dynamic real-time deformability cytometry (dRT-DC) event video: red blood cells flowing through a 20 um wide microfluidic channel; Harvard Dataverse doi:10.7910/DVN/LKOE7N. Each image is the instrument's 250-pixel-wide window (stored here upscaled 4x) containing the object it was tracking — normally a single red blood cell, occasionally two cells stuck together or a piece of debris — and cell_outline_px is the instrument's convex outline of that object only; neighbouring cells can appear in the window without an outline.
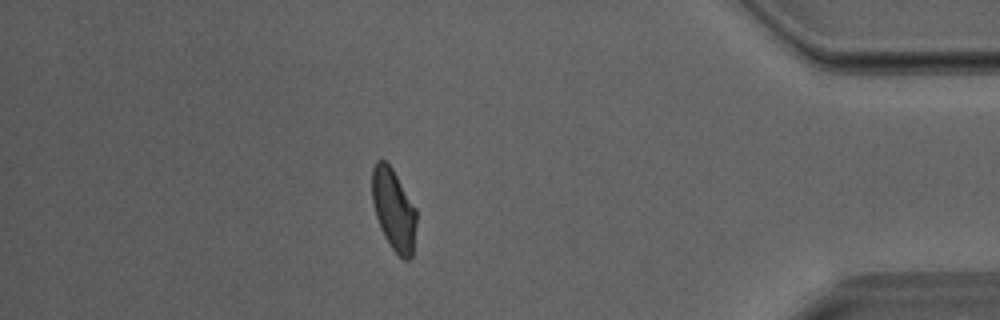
{"species": "Egyptian fruit bat (a non-hibernating species)", "species_latin": "Rousettus aegyptiacus", "temperature_condition": "room temperature", "stored_images_in_passage": 35, "camera_frame_rate_fps": 3000, "um_per_image_px": 0.085, "animal": {"sex": "male"}, "frame": {"image": 1, "passage_image": 30, "time_ms": 9.667, "image_size_px": [1000, 320], "cell_outline_px": [[416, 224], [412, 256], [408, 260], [404, 260], [392, 248], [384, 236], [380, 228], [372, 204], [372, 168], [376, 160], [384, 160], [392, 168], [416, 208]], "centroid_in_image_um": [33.45, 17.81], "position_along_channel_um": 401.7, "area_um2": 21.04}}